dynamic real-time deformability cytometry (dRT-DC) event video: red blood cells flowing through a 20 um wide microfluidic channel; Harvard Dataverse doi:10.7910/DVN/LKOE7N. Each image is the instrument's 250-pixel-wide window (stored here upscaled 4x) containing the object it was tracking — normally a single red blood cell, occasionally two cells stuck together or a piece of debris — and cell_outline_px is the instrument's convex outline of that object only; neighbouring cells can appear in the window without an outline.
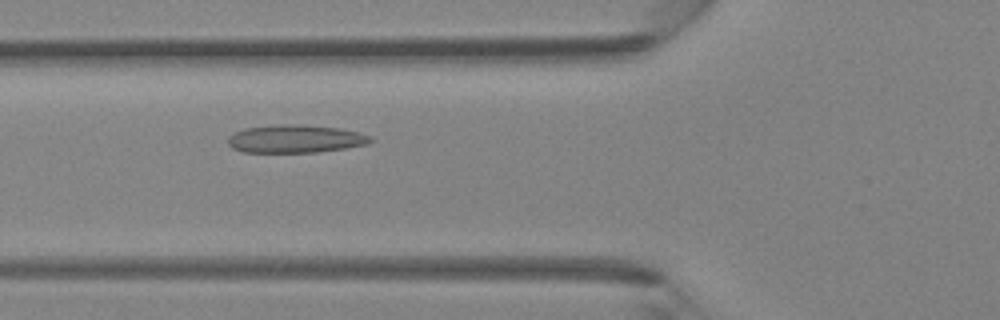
{"species": "Egyptian fruit bat (a non-hibernating species)", "species_latin": "Rousettus aegyptiacus", "temperature_condition": "room temperature", "stored_images_in_passage": 32, "camera_frame_rate_fps": 3000, "um_per_image_px": 0.085, "animal": {"sex": "female"}, "frame": {"image": 1, "passage_image": 6, "time_ms": 1.667, "image_size_px": [1000, 320], "cell_outline_px": [[372, 140], [368, 144], [344, 148], [316, 152], [244, 152], [232, 148], [228, 144], [228, 136], [244, 128], [276, 124], [296, 124], [340, 128], [360, 132], [372, 136]], "centroid_in_image_um": [25.11, 11.79], "position_along_channel_um": 100.7, "area_um2": 23.29}}
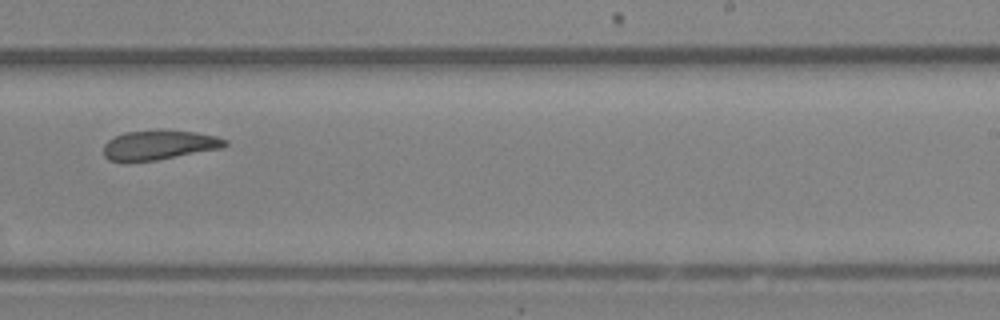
{"frame": {"image": 2, "passage_image": 17, "time_ms": 5.333, "image_size_px": [1000, 320], "cell_outline_px": [[228, 144], [220, 148], [156, 160], [108, 160], [104, 156], [104, 144], [108, 140], [124, 132], [160, 128], [196, 132], [216, 136], [228, 140]], "centroid_in_image_um": [13.54, 12.28], "position_along_channel_um": 275.5, "area_um2": 20.92}}
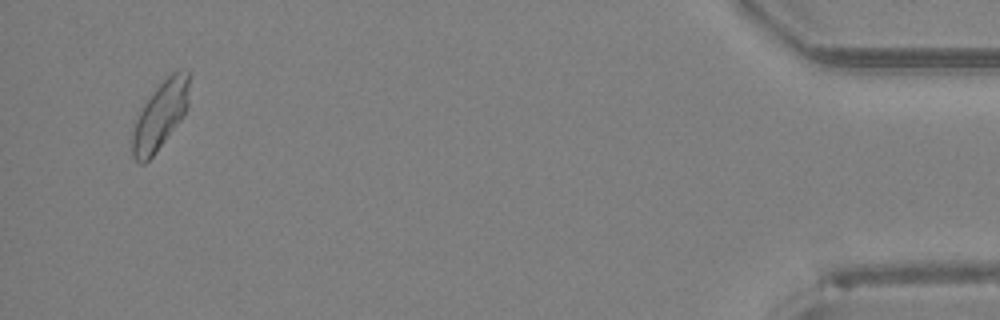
{"frame": {"image": 3, "passage_image": 31, "time_ms": 10.0, "image_size_px": [1000, 320], "cell_outline_px": [[192, 72], [188, 108], [184, 116], [156, 152], [144, 164], [140, 164], [132, 156], [132, 132], [136, 120], [144, 104], [152, 92], [172, 72], [180, 68]], "centroid_in_image_um": [13.68, 9.75], "position_along_channel_um": 421.5, "area_um2": 22.89}}